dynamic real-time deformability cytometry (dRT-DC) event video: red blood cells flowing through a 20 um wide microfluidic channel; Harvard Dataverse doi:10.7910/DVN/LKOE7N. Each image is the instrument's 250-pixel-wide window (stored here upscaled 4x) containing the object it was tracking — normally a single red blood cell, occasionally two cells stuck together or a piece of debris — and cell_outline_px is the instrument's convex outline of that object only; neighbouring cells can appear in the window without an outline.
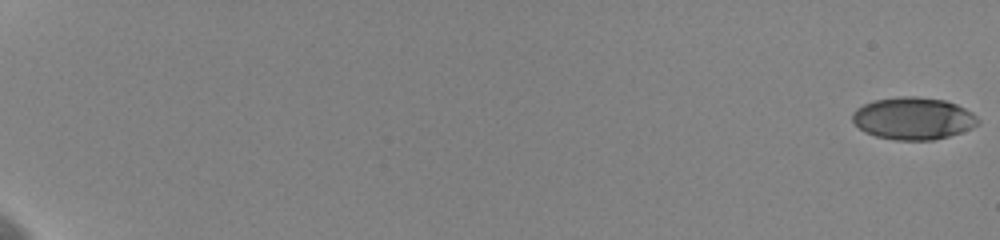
{"species": "human", "species_latin": "Homo sapiens", "temperature_condition": "cold", "stored_images_in_passage": 60, "camera_frame_rate_fps": 3000, "um_per_image_px": 0.085, "donor": {"sex": "female"}, "frame": {"image": 1, "passage_image": 1, "time_ms": 0.0, "image_size_px": [1000, 240], "cell_outline_px": [[980, 124], [972, 128], [948, 136], [932, 140], [896, 140], [876, 136], [864, 132], [852, 120], [852, 112], [856, 108], [872, 100], [900, 96], [916, 96], [944, 100], [956, 104], [972, 112], [980, 120]], "centroid_in_image_um": [77.62, 10.06], "position_along_channel_um": 7.4, "area_um2": 31.04}}
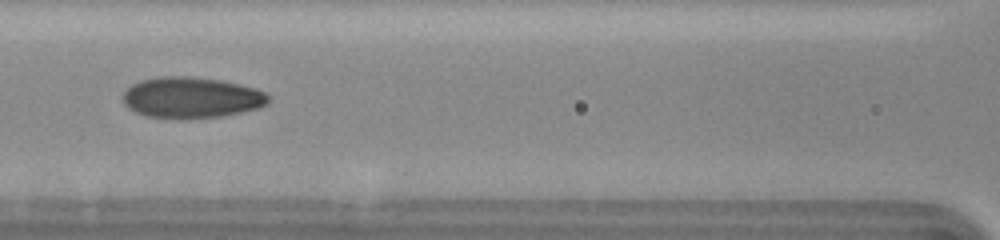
{"frame": {"image": 2, "passage_image": 32, "time_ms": 10.333, "image_size_px": [1000, 240], "cell_outline_px": [[268, 104], [256, 108], [224, 116], [144, 116], [128, 108], [124, 104], [124, 92], [132, 84], [140, 80], [160, 76], [184, 76], [220, 80], [256, 88], [264, 92], [268, 96]], "centroid_in_image_um": [16.26, 8.26], "position_along_channel_um": 150.3, "area_um2": 33.81}}
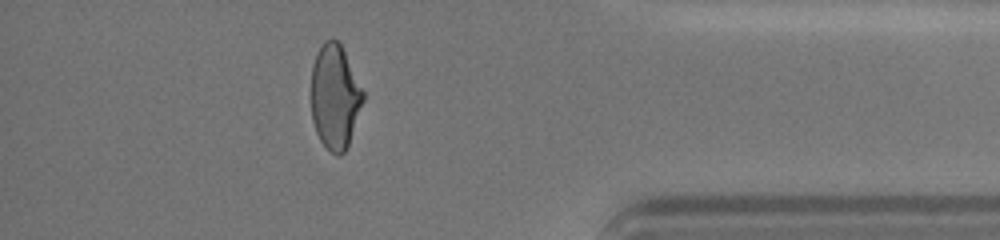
{"frame": {"image": 3, "passage_image": 55, "time_ms": 18.0, "image_size_px": [1000, 240], "cell_outline_px": [[364, 100], [348, 144], [344, 152], [340, 156], [336, 156], [320, 140], [316, 132], [312, 120], [312, 64], [316, 52], [324, 40], [336, 40], [340, 44], [364, 92]], "centroid_in_image_um": [28.46, 8.23], "position_along_channel_um": 406.7, "area_um2": 31.21}}